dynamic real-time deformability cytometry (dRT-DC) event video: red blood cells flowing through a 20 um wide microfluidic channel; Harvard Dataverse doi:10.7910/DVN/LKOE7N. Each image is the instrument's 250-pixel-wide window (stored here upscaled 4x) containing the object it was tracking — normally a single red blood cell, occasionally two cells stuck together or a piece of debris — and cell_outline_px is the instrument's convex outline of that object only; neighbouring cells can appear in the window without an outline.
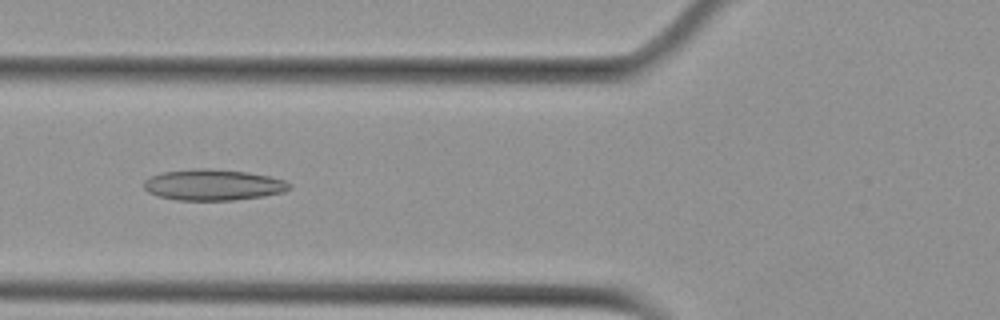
{"species": "Egyptian fruit bat (a non-hibernating species)", "species_latin": "Rousettus aegyptiacus", "temperature_condition": "cold", "stored_images_in_passage": 3, "camera_frame_rate_fps": 3000, "um_per_image_px": 0.085, "animal": {"sex": "female"}, "frame": {"image": 1, "passage_image": 2, "time_ms": 1.0, "image_size_px": [1000, 320], "cell_outline_px": [[292, 188], [284, 192], [264, 196], [236, 200], [176, 200], [156, 196], [148, 192], [144, 188], [144, 180], [152, 176], [164, 172], [192, 168], [212, 168], [248, 172], [272, 176], [284, 180], [292, 184]], "centroid_in_image_um": [18.15, 15.71], "position_along_channel_um": 107.6, "area_um2": 26.7}}
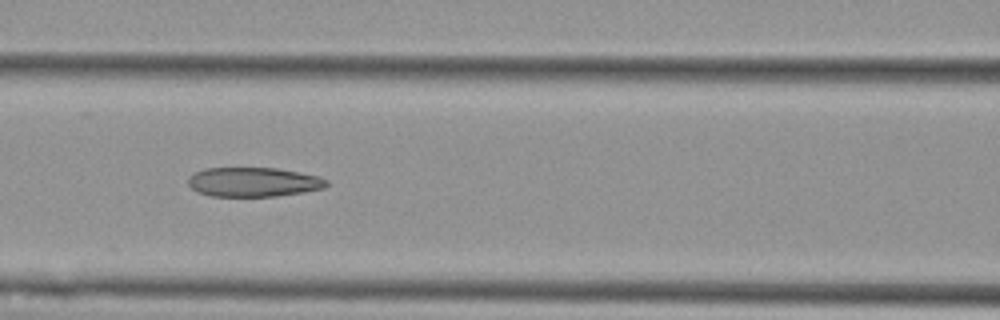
{"frame": {"image": 2, "passage_image": 3, "time_ms": 2.0, "image_size_px": [1000, 320], "cell_outline_px": [[328, 184], [324, 188], [304, 192], [276, 196], [212, 196], [196, 192], [188, 184], [188, 176], [204, 168], [276, 168], [300, 172], [320, 176], [328, 180]], "centroid_in_image_um": [21.55, 15.47], "position_along_channel_um": 145.0, "area_um2": 23.81}}